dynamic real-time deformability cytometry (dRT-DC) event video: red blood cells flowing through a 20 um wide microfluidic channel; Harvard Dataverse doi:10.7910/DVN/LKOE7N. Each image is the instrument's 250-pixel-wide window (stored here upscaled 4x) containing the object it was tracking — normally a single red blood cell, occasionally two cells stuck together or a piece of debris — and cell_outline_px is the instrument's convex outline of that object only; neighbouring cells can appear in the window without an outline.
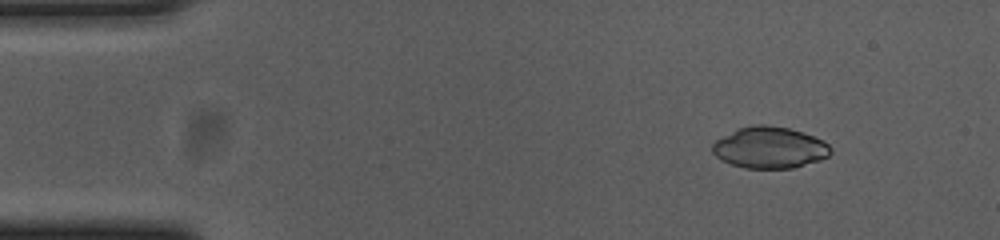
{"species": "common noctule bat (a hibernating species)", "species_latin": "Nyctalus noctula", "temperature_condition": "cold", "stored_images_in_passage": 54, "camera_frame_rate_fps": 3000, "um_per_image_px": 0.085, "animal": {"sex": "female", "body_mass_g": 23.0, "forearm_length_mm": 53.4}, "frame": {"image": 1, "passage_image": 6, "time_ms": 1.667, "image_size_px": [1000, 240], "cell_outline_px": [[832, 152], [828, 156], [820, 160], [792, 168], [744, 168], [720, 160], [712, 152], [712, 144], [716, 140], [736, 128], [752, 124], [764, 124], [788, 128], [804, 132], [824, 140], [832, 148]], "centroid_in_image_um": [65.42, 12.53], "position_along_channel_um": 19.6, "area_um2": 28.84}}
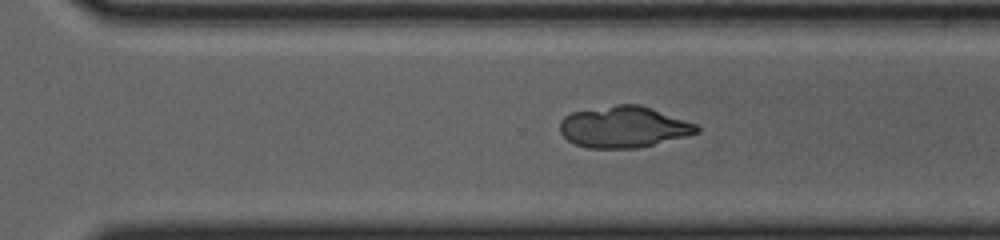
{"frame": {"image": 2, "passage_image": 37, "time_ms": 12.0, "image_size_px": [1000, 240], "cell_outline_px": [[700, 132], [636, 148], [588, 148], [576, 144], [568, 140], [560, 132], [560, 120], [564, 116], [572, 112], [616, 104], [640, 104], [652, 108], [696, 124], [700, 128]], "centroid_in_image_um": [52.98, 10.78], "position_along_channel_um": 317.6, "area_um2": 32.71}}